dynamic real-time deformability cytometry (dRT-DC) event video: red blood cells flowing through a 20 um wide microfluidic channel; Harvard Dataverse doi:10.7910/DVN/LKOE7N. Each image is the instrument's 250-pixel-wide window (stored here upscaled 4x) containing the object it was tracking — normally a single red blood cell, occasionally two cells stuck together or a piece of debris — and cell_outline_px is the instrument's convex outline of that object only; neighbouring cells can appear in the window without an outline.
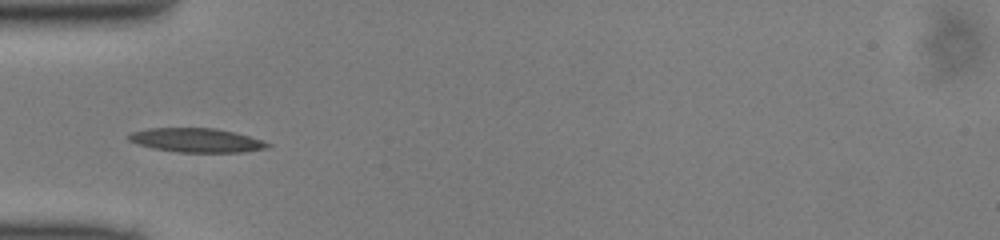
{"species": "common noctule bat (a hibernating species)", "species_latin": "Nyctalus noctula", "temperature_condition": "cold", "stored_images_in_passage": 34, "camera_frame_rate_fps": 3000, "um_per_image_px": 0.085, "animal": {"sex": "male", "body_mass_g": 13.0, "forearm_length_mm": 53.1}, "frame": {"image": 1, "passage_image": 1, "time_ms": 0.0, "image_size_px": [1000, 240], "cell_outline_px": [[272, 144], [268, 148], [244, 152], [180, 152], [152, 148], [136, 144], [128, 140], [128, 136], [132, 132], [148, 128], [216, 128], [248, 136]], "centroid_in_image_um": [16.68, 11.92], "position_along_channel_um": 68.3, "area_um2": 19.36}}
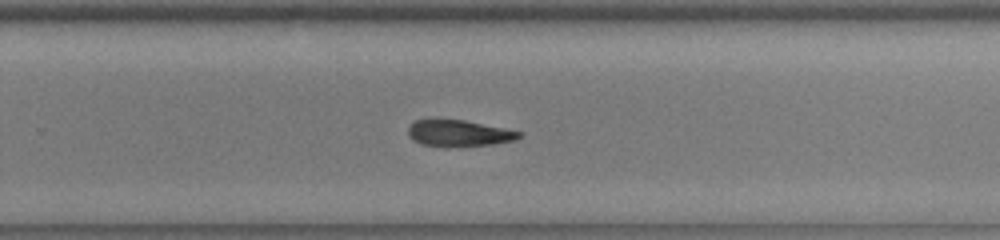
{"frame": {"image": 2, "passage_image": 17, "time_ms": 5.333, "image_size_px": [1000, 240], "cell_outline_px": [[524, 136], [516, 140], [492, 144], [456, 148], [448, 148], [420, 144], [412, 140], [408, 132], [408, 128], [416, 120], [432, 116], [436, 116], [464, 120], [504, 128], [520, 132]], "centroid_in_image_um": [38.94, 11.31], "position_along_channel_um": 290.9, "area_um2": 18.03}}
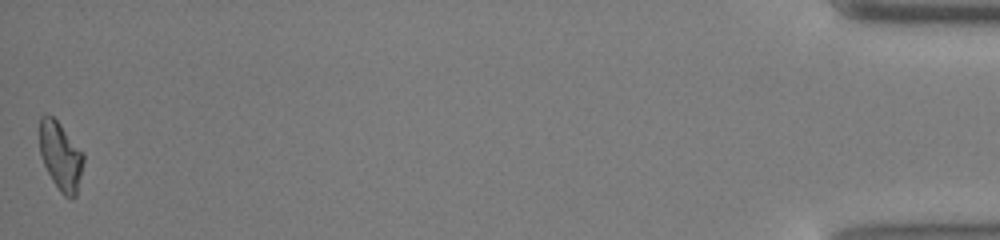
{"frame": {"image": 3, "passage_image": 34, "time_ms": 11.0, "image_size_px": [1000, 240], "cell_outline_px": [[84, 160], [76, 196], [64, 196], [60, 192], [52, 180], [44, 164], [40, 152], [40, 116], [52, 116], [60, 124], [84, 152]], "centroid_in_image_um": [5.17, 13.27], "position_along_channel_um": 430.0, "area_um2": 17.22}}